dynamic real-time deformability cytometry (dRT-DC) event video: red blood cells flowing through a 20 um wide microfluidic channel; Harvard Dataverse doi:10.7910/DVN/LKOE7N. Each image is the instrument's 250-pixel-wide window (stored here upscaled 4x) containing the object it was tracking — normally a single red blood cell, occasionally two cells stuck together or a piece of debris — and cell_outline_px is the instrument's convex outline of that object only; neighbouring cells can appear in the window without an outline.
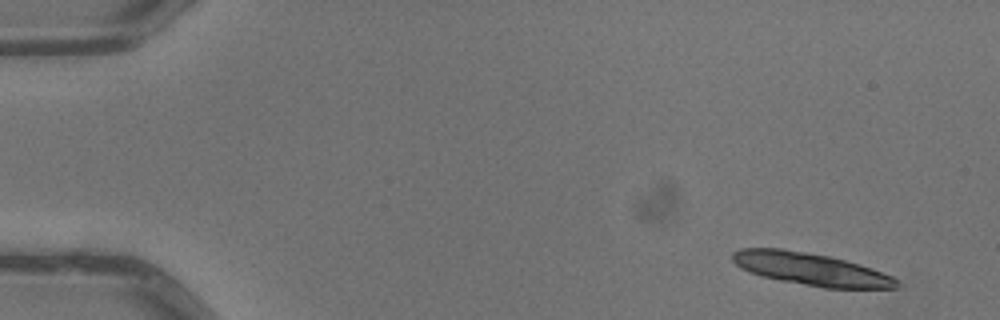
{"species": "common noctule bat (a hibernating species)", "species_latin": "Nyctalus noctula", "temperature_condition": "warm", "stored_images_in_passage": 7, "camera_frame_rate_fps": 3000, "um_per_image_px": 0.085, "animal": {"sex": "male", "body_mass_g": 13.3}, "frame": {"image": 1, "passage_image": 1, "time_ms": 0.0, "image_size_px": [1000, 320], "cell_outline_px": [[900, 288], [824, 288], [780, 280], [748, 272], [740, 268], [732, 260], [732, 252], [740, 248], [780, 248], [828, 256], [860, 264], [872, 268], [892, 276], [900, 280]], "centroid_in_image_um": [68.94, 22.88], "position_along_channel_um": 16.1, "area_um2": 31.04}}
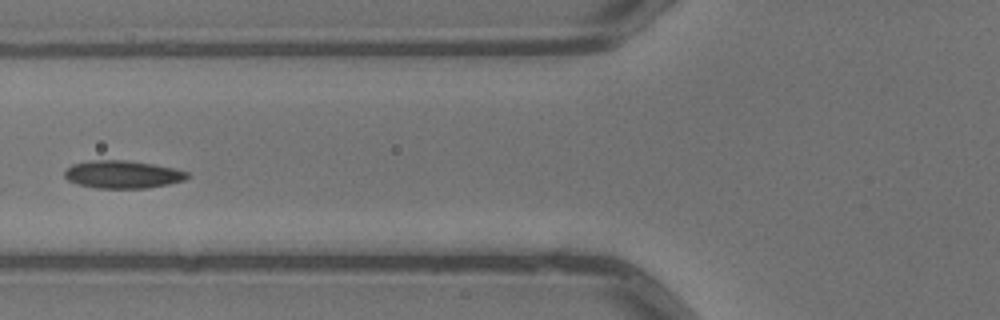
{"frame": {"image": 2, "passage_image": 6, "time_ms": 1.667, "image_size_px": [1000, 320], "cell_outline_px": [[192, 176], [184, 180], [168, 184], [144, 188], [96, 188], [76, 184], [68, 180], [64, 176], [64, 172], [72, 164], [88, 160], [128, 160], [176, 168], [188, 172]], "centroid_in_image_um": [10.43, 14.82], "position_along_channel_um": 115.4, "area_um2": 20.0}}
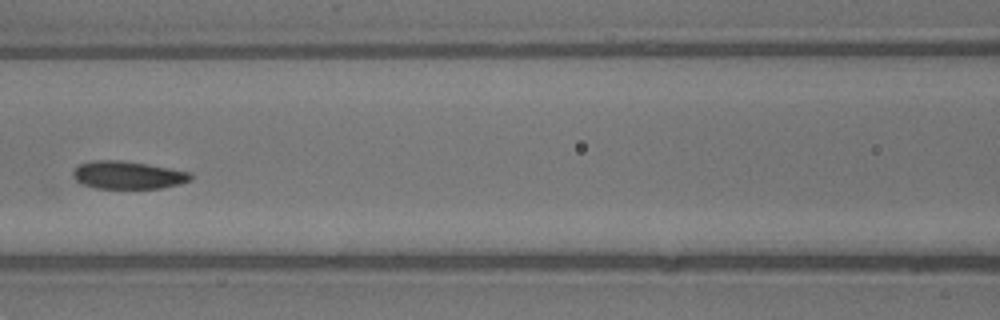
{"frame": {"image": 3, "passage_image": 7, "time_ms": 2.0, "image_size_px": [1000, 320], "cell_outline_px": [[192, 180], [180, 184], [160, 188], [96, 188], [80, 184], [72, 176], [72, 172], [80, 164], [92, 160], [120, 160], [148, 164], [192, 172]], "centroid_in_image_um": [10.88, 14.88], "position_along_channel_um": 155.7, "area_um2": 19.19}}